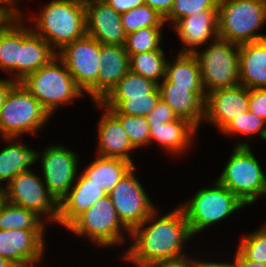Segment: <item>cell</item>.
Wrapping results in <instances>:
<instances>
[{
    "instance_id": "6da1fadb",
    "label": "cell",
    "mask_w": 266,
    "mask_h": 267,
    "mask_svg": "<svg viewBox=\"0 0 266 267\" xmlns=\"http://www.w3.org/2000/svg\"><path fill=\"white\" fill-rule=\"evenodd\" d=\"M157 212L155 209L146 220L130 231L129 237L133 238L134 243L129 245L122 259L135 267H147L158 261L188 255L184 249L193 235L182 208L178 205L161 217Z\"/></svg>"
},
{
    "instance_id": "7a4b0ae2",
    "label": "cell",
    "mask_w": 266,
    "mask_h": 267,
    "mask_svg": "<svg viewBox=\"0 0 266 267\" xmlns=\"http://www.w3.org/2000/svg\"><path fill=\"white\" fill-rule=\"evenodd\" d=\"M35 18L28 19L34 22L32 30L56 52L87 34L85 5L79 0H51Z\"/></svg>"
},
{
    "instance_id": "3957f363",
    "label": "cell",
    "mask_w": 266,
    "mask_h": 267,
    "mask_svg": "<svg viewBox=\"0 0 266 267\" xmlns=\"http://www.w3.org/2000/svg\"><path fill=\"white\" fill-rule=\"evenodd\" d=\"M264 24L266 0L218 1V35L223 40L241 45L265 39L258 32Z\"/></svg>"
},
{
    "instance_id": "277c9868",
    "label": "cell",
    "mask_w": 266,
    "mask_h": 267,
    "mask_svg": "<svg viewBox=\"0 0 266 267\" xmlns=\"http://www.w3.org/2000/svg\"><path fill=\"white\" fill-rule=\"evenodd\" d=\"M21 83L43 108L53 116L56 109L69 105L84 93L76 86L65 64L56 56L47 65L29 74Z\"/></svg>"
},
{
    "instance_id": "5b68a950",
    "label": "cell",
    "mask_w": 266,
    "mask_h": 267,
    "mask_svg": "<svg viewBox=\"0 0 266 267\" xmlns=\"http://www.w3.org/2000/svg\"><path fill=\"white\" fill-rule=\"evenodd\" d=\"M210 186L200 188L191 200L179 204L193 237L246 206L217 179Z\"/></svg>"
},
{
    "instance_id": "8992f818",
    "label": "cell",
    "mask_w": 266,
    "mask_h": 267,
    "mask_svg": "<svg viewBox=\"0 0 266 267\" xmlns=\"http://www.w3.org/2000/svg\"><path fill=\"white\" fill-rule=\"evenodd\" d=\"M217 180L247 207L266 196V175L251 146H234Z\"/></svg>"
},
{
    "instance_id": "52a82bcc",
    "label": "cell",
    "mask_w": 266,
    "mask_h": 267,
    "mask_svg": "<svg viewBox=\"0 0 266 267\" xmlns=\"http://www.w3.org/2000/svg\"><path fill=\"white\" fill-rule=\"evenodd\" d=\"M50 114L21 83L15 82L0 111V133L3 138L36 135L50 119Z\"/></svg>"
},
{
    "instance_id": "ba28073f",
    "label": "cell",
    "mask_w": 266,
    "mask_h": 267,
    "mask_svg": "<svg viewBox=\"0 0 266 267\" xmlns=\"http://www.w3.org/2000/svg\"><path fill=\"white\" fill-rule=\"evenodd\" d=\"M68 229L79 237H89V241L98 247L119 246L126 240L124 235L130 236V230L120 221L109 194L80 214Z\"/></svg>"
},
{
    "instance_id": "9c48e42d",
    "label": "cell",
    "mask_w": 266,
    "mask_h": 267,
    "mask_svg": "<svg viewBox=\"0 0 266 267\" xmlns=\"http://www.w3.org/2000/svg\"><path fill=\"white\" fill-rule=\"evenodd\" d=\"M203 51L193 54L198 60L205 93L240 85V45L218 38Z\"/></svg>"
},
{
    "instance_id": "30bf717a",
    "label": "cell",
    "mask_w": 266,
    "mask_h": 267,
    "mask_svg": "<svg viewBox=\"0 0 266 267\" xmlns=\"http://www.w3.org/2000/svg\"><path fill=\"white\" fill-rule=\"evenodd\" d=\"M56 55L65 64L76 86L84 95L90 94L92 102L97 103L100 43L86 34L64 45Z\"/></svg>"
},
{
    "instance_id": "8fae6325",
    "label": "cell",
    "mask_w": 266,
    "mask_h": 267,
    "mask_svg": "<svg viewBox=\"0 0 266 267\" xmlns=\"http://www.w3.org/2000/svg\"><path fill=\"white\" fill-rule=\"evenodd\" d=\"M4 188L8 202L32 210L41 218L44 215V221L57 224L59 202L48 191L42 177L31 169L20 172Z\"/></svg>"
},
{
    "instance_id": "7c38bea8",
    "label": "cell",
    "mask_w": 266,
    "mask_h": 267,
    "mask_svg": "<svg viewBox=\"0 0 266 267\" xmlns=\"http://www.w3.org/2000/svg\"><path fill=\"white\" fill-rule=\"evenodd\" d=\"M135 170L133 166L109 193L120 221L130 231L156 209L136 177Z\"/></svg>"
},
{
    "instance_id": "4fadbf2b",
    "label": "cell",
    "mask_w": 266,
    "mask_h": 267,
    "mask_svg": "<svg viewBox=\"0 0 266 267\" xmlns=\"http://www.w3.org/2000/svg\"><path fill=\"white\" fill-rule=\"evenodd\" d=\"M41 161L42 180L48 191L60 202L74 185L79 169V158L77 154L64 145L46 146L39 153Z\"/></svg>"
},
{
    "instance_id": "5bb4252c",
    "label": "cell",
    "mask_w": 266,
    "mask_h": 267,
    "mask_svg": "<svg viewBox=\"0 0 266 267\" xmlns=\"http://www.w3.org/2000/svg\"><path fill=\"white\" fill-rule=\"evenodd\" d=\"M44 233V230H0V256L17 267L36 266L46 248Z\"/></svg>"
},
{
    "instance_id": "9a60e30c",
    "label": "cell",
    "mask_w": 266,
    "mask_h": 267,
    "mask_svg": "<svg viewBox=\"0 0 266 267\" xmlns=\"http://www.w3.org/2000/svg\"><path fill=\"white\" fill-rule=\"evenodd\" d=\"M248 100L249 88L243 85L210 91L206 94L204 120L220 131L248 110Z\"/></svg>"
},
{
    "instance_id": "2e32d148",
    "label": "cell",
    "mask_w": 266,
    "mask_h": 267,
    "mask_svg": "<svg viewBox=\"0 0 266 267\" xmlns=\"http://www.w3.org/2000/svg\"><path fill=\"white\" fill-rule=\"evenodd\" d=\"M86 32L100 44L125 45L121 15L102 0L84 2Z\"/></svg>"
},
{
    "instance_id": "e0dca14e",
    "label": "cell",
    "mask_w": 266,
    "mask_h": 267,
    "mask_svg": "<svg viewBox=\"0 0 266 267\" xmlns=\"http://www.w3.org/2000/svg\"><path fill=\"white\" fill-rule=\"evenodd\" d=\"M172 26L183 44L180 53H194L199 50V46L219 38L218 10L197 12L181 18Z\"/></svg>"
},
{
    "instance_id": "ac0fdd59",
    "label": "cell",
    "mask_w": 266,
    "mask_h": 267,
    "mask_svg": "<svg viewBox=\"0 0 266 267\" xmlns=\"http://www.w3.org/2000/svg\"><path fill=\"white\" fill-rule=\"evenodd\" d=\"M104 109L98 122V156L107 158H118L130 162L133 166V160L130 157V151L135 150L128 135L121 125V122L100 103L94 105Z\"/></svg>"
},
{
    "instance_id": "d6986e66",
    "label": "cell",
    "mask_w": 266,
    "mask_h": 267,
    "mask_svg": "<svg viewBox=\"0 0 266 267\" xmlns=\"http://www.w3.org/2000/svg\"><path fill=\"white\" fill-rule=\"evenodd\" d=\"M81 173L68 193L59 202L57 223L66 228L80 214L107 195L102 187L90 182V179L83 172Z\"/></svg>"
},
{
    "instance_id": "ffe728a7",
    "label": "cell",
    "mask_w": 266,
    "mask_h": 267,
    "mask_svg": "<svg viewBox=\"0 0 266 267\" xmlns=\"http://www.w3.org/2000/svg\"><path fill=\"white\" fill-rule=\"evenodd\" d=\"M161 99L177 115L192 123L197 129L204 121L206 93H193L190 87L175 86L165 78L158 84Z\"/></svg>"
},
{
    "instance_id": "44dd1931",
    "label": "cell",
    "mask_w": 266,
    "mask_h": 267,
    "mask_svg": "<svg viewBox=\"0 0 266 267\" xmlns=\"http://www.w3.org/2000/svg\"><path fill=\"white\" fill-rule=\"evenodd\" d=\"M97 103H100L129 71V55L122 45L100 44Z\"/></svg>"
},
{
    "instance_id": "7402d4cb",
    "label": "cell",
    "mask_w": 266,
    "mask_h": 267,
    "mask_svg": "<svg viewBox=\"0 0 266 267\" xmlns=\"http://www.w3.org/2000/svg\"><path fill=\"white\" fill-rule=\"evenodd\" d=\"M198 130L192 123L183 118L164 124L150 126V144L156 141L164 151L177 157L193 146ZM194 137V138H193Z\"/></svg>"
},
{
    "instance_id": "603a6c76",
    "label": "cell",
    "mask_w": 266,
    "mask_h": 267,
    "mask_svg": "<svg viewBox=\"0 0 266 267\" xmlns=\"http://www.w3.org/2000/svg\"><path fill=\"white\" fill-rule=\"evenodd\" d=\"M26 20L27 18L23 23V43L20 46L18 82L47 65L57 56V52L44 38L36 34L32 28L26 27Z\"/></svg>"
},
{
    "instance_id": "cb8c5ba5",
    "label": "cell",
    "mask_w": 266,
    "mask_h": 267,
    "mask_svg": "<svg viewBox=\"0 0 266 267\" xmlns=\"http://www.w3.org/2000/svg\"><path fill=\"white\" fill-rule=\"evenodd\" d=\"M239 75L240 85L266 88V38L240 45Z\"/></svg>"
},
{
    "instance_id": "d4e9b609",
    "label": "cell",
    "mask_w": 266,
    "mask_h": 267,
    "mask_svg": "<svg viewBox=\"0 0 266 267\" xmlns=\"http://www.w3.org/2000/svg\"><path fill=\"white\" fill-rule=\"evenodd\" d=\"M8 144L0 151V186H5L20 172L29 170L37 161L39 153L23 144L19 138H3ZM3 182V183H2Z\"/></svg>"
},
{
    "instance_id": "484cf974",
    "label": "cell",
    "mask_w": 266,
    "mask_h": 267,
    "mask_svg": "<svg viewBox=\"0 0 266 267\" xmlns=\"http://www.w3.org/2000/svg\"><path fill=\"white\" fill-rule=\"evenodd\" d=\"M175 57L173 60L167 59L165 79L175 86L190 87L193 93H205L199 63L195 55L179 52Z\"/></svg>"
},
{
    "instance_id": "4316f807",
    "label": "cell",
    "mask_w": 266,
    "mask_h": 267,
    "mask_svg": "<svg viewBox=\"0 0 266 267\" xmlns=\"http://www.w3.org/2000/svg\"><path fill=\"white\" fill-rule=\"evenodd\" d=\"M132 167L133 165L128 161L96 155L94 161L84 169L83 173L90 182L102 187L109 194Z\"/></svg>"
},
{
    "instance_id": "83f0119b",
    "label": "cell",
    "mask_w": 266,
    "mask_h": 267,
    "mask_svg": "<svg viewBox=\"0 0 266 267\" xmlns=\"http://www.w3.org/2000/svg\"><path fill=\"white\" fill-rule=\"evenodd\" d=\"M22 13L2 33H0V69L9 73L12 80L18 82V62L20 46L23 43V20ZM14 78V79H13Z\"/></svg>"
},
{
    "instance_id": "f1b7e54d",
    "label": "cell",
    "mask_w": 266,
    "mask_h": 267,
    "mask_svg": "<svg viewBox=\"0 0 266 267\" xmlns=\"http://www.w3.org/2000/svg\"><path fill=\"white\" fill-rule=\"evenodd\" d=\"M44 220L34 211L6 202L0 211V230H46Z\"/></svg>"
},
{
    "instance_id": "f546056e",
    "label": "cell",
    "mask_w": 266,
    "mask_h": 267,
    "mask_svg": "<svg viewBox=\"0 0 266 267\" xmlns=\"http://www.w3.org/2000/svg\"><path fill=\"white\" fill-rule=\"evenodd\" d=\"M165 55L163 50L132 54L129 56V70L159 84L165 78Z\"/></svg>"
},
{
    "instance_id": "4dcf8cb0",
    "label": "cell",
    "mask_w": 266,
    "mask_h": 267,
    "mask_svg": "<svg viewBox=\"0 0 266 267\" xmlns=\"http://www.w3.org/2000/svg\"><path fill=\"white\" fill-rule=\"evenodd\" d=\"M160 99V90L157 87L147 96L131 97L130 99H103L100 104L106 109H115L119 114L147 117Z\"/></svg>"
},
{
    "instance_id": "1f68e13d",
    "label": "cell",
    "mask_w": 266,
    "mask_h": 267,
    "mask_svg": "<svg viewBox=\"0 0 266 267\" xmlns=\"http://www.w3.org/2000/svg\"><path fill=\"white\" fill-rule=\"evenodd\" d=\"M158 87V83L130 70L116 84L104 99H130L147 96Z\"/></svg>"
},
{
    "instance_id": "d6a6232c",
    "label": "cell",
    "mask_w": 266,
    "mask_h": 267,
    "mask_svg": "<svg viewBox=\"0 0 266 267\" xmlns=\"http://www.w3.org/2000/svg\"><path fill=\"white\" fill-rule=\"evenodd\" d=\"M221 131L222 134H226L227 136L243 134L250 138L247 141L236 142L235 146H249L250 143L248 142L255 135H259L263 141H266V122L248 110L230 121Z\"/></svg>"
},
{
    "instance_id": "836d02e7",
    "label": "cell",
    "mask_w": 266,
    "mask_h": 267,
    "mask_svg": "<svg viewBox=\"0 0 266 267\" xmlns=\"http://www.w3.org/2000/svg\"><path fill=\"white\" fill-rule=\"evenodd\" d=\"M120 15L126 35L144 27H163L165 24L164 17L146 4L121 13Z\"/></svg>"
},
{
    "instance_id": "e575fe53",
    "label": "cell",
    "mask_w": 266,
    "mask_h": 267,
    "mask_svg": "<svg viewBox=\"0 0 266 267\" xmlns=\"http://www.w3.org/2000/svg\"><path fill=\"white\" fill-rule=\"evenodd\" d=\"M161 29L162 27H144L128 34L124 45L128 55L163 50Z\"/></svg>"
},
{
    "instance_id": "d590c367",
    "label": "cell",
    "mask_w": 266,
    "mask_h": 267,
    "mask_svg": "<svg viewBox=\"0 0 266 267\" xmlns=\"http://www.w3.org/2000/svg\"><path fill=\"white\" fill-rule=\"evenodd\" d=\"M120 122L135 149L150 145V126L144 116L119 114L115 109H108Z\"/></svg>"
},
{
    "instance_id": "8d00e7d4",
    "label": "cell",
    "mask_w": 266,
    "mask_h": 267,
    "mask_svg": "<svg viewBox=\"0 0 266 267\" xmlns=\"http://www.w3.org/2000/svg\"><path fill=\"white\" fill-rule=\"evenodd\" d=\"M238 250L246 259L266 264V222L254 232L241 237Z\"/></svg>"
},
{
    "instance_id": "74e56055",
    "label": "cell",
    "mask_w": 266,
    "mask_h": 267,
    "mask_svg": "<svg viewBox=\"0 0 266 267\" xmlns=\"http://www.w3.org/2000/svg\"><path fill=\"white\" fill-rule=\"evenodd\" d=\"M219 0H174L170 13L164 18L165 23L169 21L175 24L183 17L194 15L205 10H218Z\"/></svg>"
},
{
    "instance_id": "f35d334b",
    "label": "cell",
    "mask_w": 266,
    "mask_h": 267,
    "mask_svg": "<svg viewBox=\"0 0 266 267\" xmlns=\"http://www.w3.org/2000/svg\"><path fill=\"white\" fill-rule=\"evenodd\" d=\"M146 118L149 126H153L154 124H164L178 119L173 109L162 99L159 100L155 108Z\"/></svg>"
},
{
    "instance_id": "ab89813d",
    "label": "cell",
    "mask_w": 266,
    "mask_h": 267,
    "mask_svg": "<svg viewBox=\"0 0 266 267\" xmlns=\"http://www.w3.org/2000/svg\"><path fill=\"white\" fill-rule=\"evenodd\" d=\"M248 111L266 122V88L249 89Z\"/></svg>"
},
{
    "instance_id": "60d3db41",
    "label": "cell",
    "mask_w": 266,
    "mask_h": 267,
    "mask_svg": "<svg viewBox=\"0 0 266 267\" xmlns=\"http://www.w3.org/2000/svg\"><path fill=\"white\" fill-rule=\"evenodd\" d=\"M200 264L201 259L198 260L197 258H189V255H186L176 259L158 261L149 264L147 267H200Z\"/></svg>"
},
{
    "instance_id": "b9f144b4",
    "label": "cell",
    "mask_w": 266,
    "mask_h": 267,
    "mask_svg": "<svg viewBox=\"0 0 266 267\" xmlns=\"http://www.w3.org/2000/svg\"><path fill=\"white\" fill-rule=\"evenodd\" d=\"M109 6H111L119 14L127 12L138 6L144 5V0H104Z\"/></svg>"
},
{
    "instance_id": "7bdbcfd3",
    "label": "cell",
    "mask_w": 266,
    "mask_h": 267,
    "mask_svg": "<svg viewBox=\"0 0 266 267\" xmlns=\"http://www.w3.org/2000/svg\"><path fill=\"white\" fill-rule=\"evenodd\" d=\"M145 4L156 10L164 18L170 13L174 0H144Z\"/></svg>"
},
{
    "instance_id": "ee69618b",
    "label": "cell",
    "mask_w": 266,
    "mask_h": 267,
    "mask_svg": "<svg viewBox=\"0 0 266 267\" xmlns=\"http://www.w3.org/2000/svg\"><path fill=\"white\" fill-rule=\"evenodd\" d=\"M233 261L238 265V267H266L265 263L246 259L238 250L235 253Z\"/></svg>"
},
{
    "instance_id": "f6af8a7d",
    "label": "cell",
    "mask_w": 266,
    "mask_h": 267,
    "mask_svg": "<svg viewBox=\"0 0 266 267\" xmlns=\"http://www.w3.org/2000/svg\"><path fill=\"white\" fill-rule=\"evenodd\" d=\"M14 83L15 81L12 79H0V111L10 91V88Z\"/></svg>"
},
{
    "instance_id": "bcb514c9",
    "label": "cell",
    "mask_w": 266,
    "mask_h": 267,
    "mask_svg": "<svg viewBox=\"0 0 266 267\" xmlns=\"http://www.w3.org/2000/svg\"><path fill=\"white\" fill-rule=\"evenodd\" d=\"M200 267H238V265L233 261L231 263L228 262H215V261H203L201 259Z\"/></svg>"
},
{
    "instance_id": "7dc6e473",
    "label": "cell",
    "mask_w": 266,
    "mask_h": 267,
    "mask_svg": "<svg viewBox=\"0 0 266 267\" xmlns=\"http://www.w3.org/2000/svg\"><path fill=\"white\" fill-rule=\"evenodd\" d=\"M7 202L6 193L4 186H0V211L4 204Z\"/></svg>"
},
{
    "instance_id": "c3c4849f",
    "label": "cell",
    "mask_w": 266,
    "mask_h": 267,
    "mask_svg": "<svg viewBox=\"0 0 266 267\" xmlns=\"http://www.w3.org/2000/svg\"><path fill=\"white\" fill-rule=\"evenodd\" d=\"M0 267H17L9 259L0 256Z\"/></svg>"
},
{
    "instance_id": "681fc988",
    "label": "cell",
    "mask_w": 266,
    "mask_h": 267,
    "mask_svg": "<svg viewBox=\"0 0 266 267\" xmlns=\"http://www.w3.org/2000/svg\"><path fill=\"white\" fill-rule=\"evenodd\" d=\"M79 1L86 2V1H91V0H79Z\"/></svg>"
}]
</instances>
